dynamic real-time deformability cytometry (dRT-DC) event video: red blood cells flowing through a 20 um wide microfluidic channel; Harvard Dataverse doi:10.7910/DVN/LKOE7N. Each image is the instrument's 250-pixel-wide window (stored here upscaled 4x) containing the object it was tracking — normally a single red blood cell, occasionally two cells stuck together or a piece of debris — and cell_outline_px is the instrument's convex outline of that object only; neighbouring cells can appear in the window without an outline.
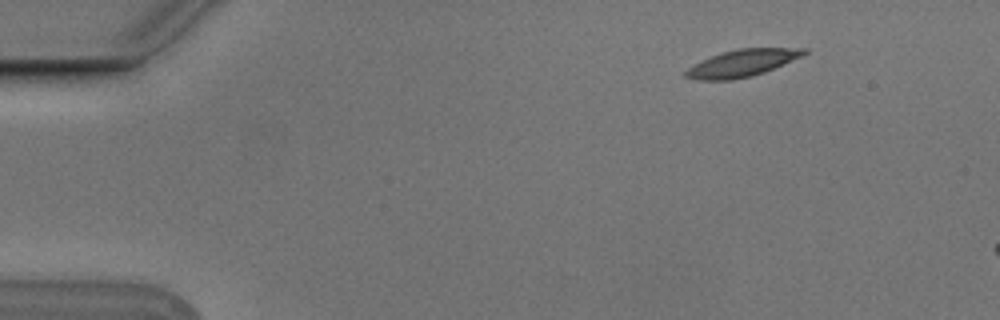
{"species": "Egyptian fruit bat (a non-hibernating species)", "species_latin": "Rousettus aegyptiacus", "temperature_condition": "cold", "stored_images_in_passage": 4, "camera_frame_rate_fps": 3000, "um_per_image_px": 0.085, "animal": {"sex": "male"}, "frame": {"image": 1, "passage_image": 1, "time_ms": 0.0, "image_size_px": [1000, 320], "cell_outline_px": [[808, 52], [804, 56], [764, 72], [752, 76], [732, 80], [700, 80], [684, 76], [684, 72], [688, 68], [712, 56], [736, 48], [808, 48]], "centroid_in_image_um": [63.15, 5.36], "position_along_channel_um": 21.9, "area_um2": 18.5}}
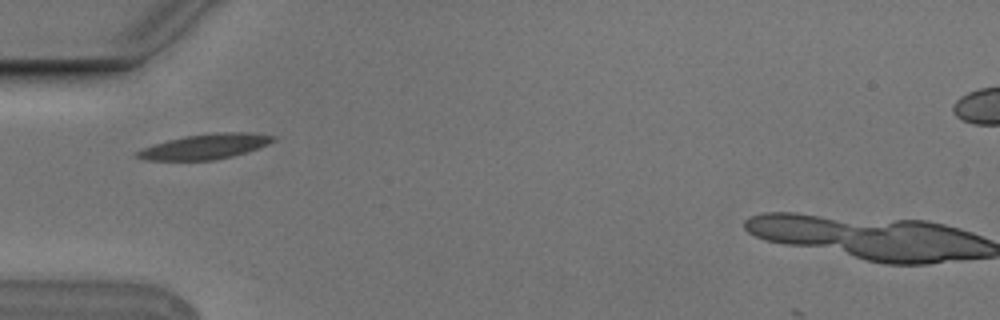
{"frame": {"image": 2, "passage_image": 4, "time_ms": 1.0, "image_size_px": [1000, 320], "cell_outline_px": [[276, 140], [268, 144], [232, 156], [212, 160], [144, 160], [136, 156], [136, 152], [144, 148], [168, 140], [184, 136], [216, 132], [244, 132], [276, 136]], "centroid_in_image_um": [17.44, 12.45], "position_along_channel_um": 67.6, "area_um2": 19.54}}